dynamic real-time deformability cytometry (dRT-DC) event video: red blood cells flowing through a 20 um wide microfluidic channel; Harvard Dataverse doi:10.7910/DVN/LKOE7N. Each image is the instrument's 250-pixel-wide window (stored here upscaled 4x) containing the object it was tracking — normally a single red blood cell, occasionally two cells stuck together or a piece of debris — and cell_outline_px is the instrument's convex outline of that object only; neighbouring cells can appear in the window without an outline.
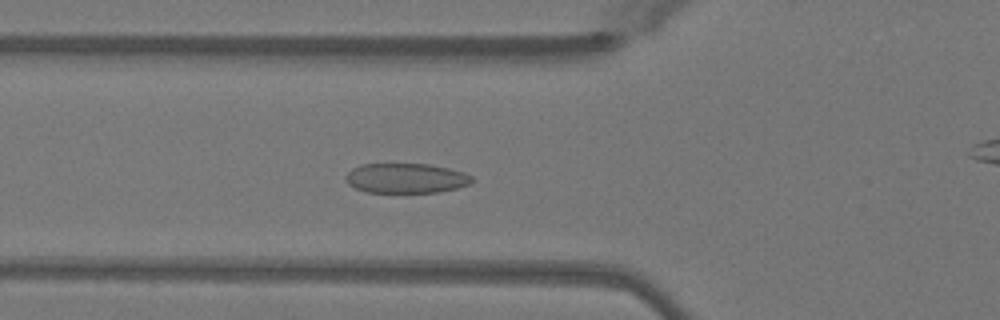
{"species": "Egyptian fruit bat (a non-hibernating species)", "species_latin": "Rousettus aegyptiacus", "temperature_condition": "warm", "stored_images_in_passage": 51, "camera_frame_rate_fps": 3000, "um_per_image_px": 0.085, "animal": {"sex": "female"}, "frame": {"image": 1, "passage_image": 18, "time_ms": 5.667, "image_size_px": [1000, 320], "cell_outline_px": [[472, 180], [468, 184], [456, 188], [436, 192], [368, 192], [356, 188], [348, 184], [344, 180], [344, 176], [352, 168], [360, 164], [428, 164], [448, 168], [464, 172], [472, 176]], "centroid_in_image_um": [34.46, 15.14], "position_along_channel_um": 91.3, "area_um2": 21.85}}
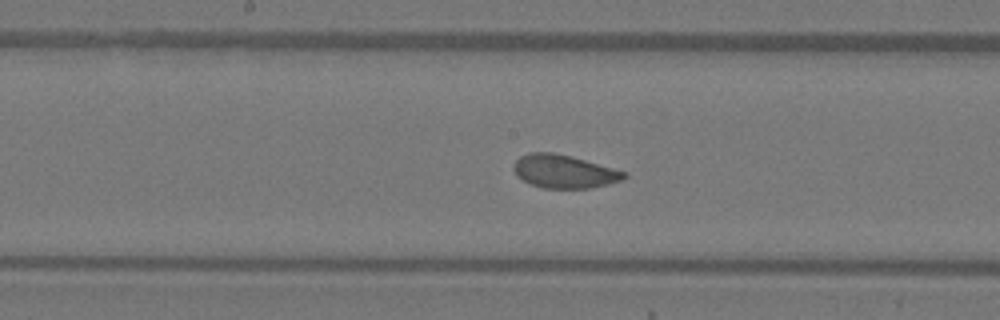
{"frame": {"image": 2, "passage_image": 26, "time_ms": 8.333, "image_size_px": [1000, 320], "cell_outline_px": [[628, 176], [620, 180], [608, 184], [592, 188], [544, 188], [532, 184], [516, 176], [512, 168], [516, 160], [520, 156], [528, 152], [552, 152], [572, 156], [628, 172]], "centroid_in_image_um": [47.95, 14.56], "position_along_channel_um": 200.3, "area_um2": 21.5}}
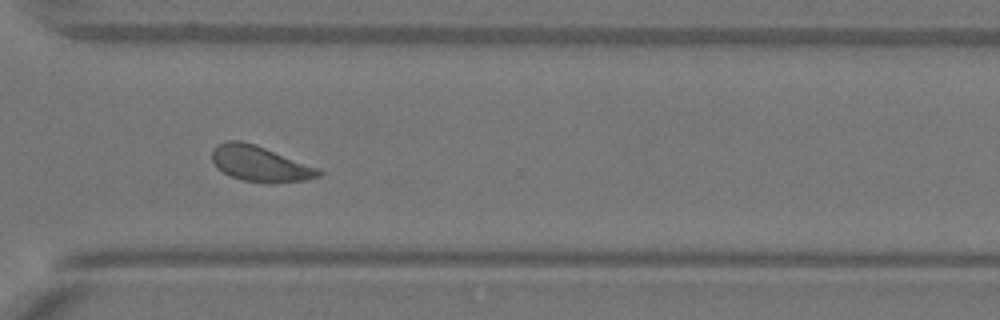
{"frame": {"image": 3, "passage_image": 37, "time_ms": 12.0, "image_size_px": [1000, 320], "cell_outline_px": [[324, 172], [320, 176], [304, 180], [268, 184], [240, 180], [216, 168], [212, 160], [212, 148], [216, 144], [228, 140], [240, 140], [256, 144], [320, 168]], "centroid_in_image_um": [22.1, 13.91], "position_along_channel_um": 348.5, "area_um2": 22.54}, "authors_computed_cell_mechanics": {"area_um2": 22.1374, "velocity_mm_per_s": 4.059, "shape_relaxation_time_tau1_ms": 2.3846, "shape_relaxation_time_tau2_ms": 1.1322, "deformation_change_tau1": 0.0944, "deformation_change_tau2": 0.0608}}